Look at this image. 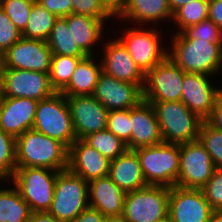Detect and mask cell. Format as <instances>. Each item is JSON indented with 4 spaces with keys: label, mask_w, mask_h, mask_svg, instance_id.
<instances>
[{
    "label": "cell",
    "mask_w": 222,
    "mask_h": 222,
    "mask_svg": "<svg viewBox=\"0 0 222 222\" xmlns=\"http://www.w3.org/2000/svg\"><path fill=\"white\" fill-rule=\"evenodd\" d=\"M171 60L184 72L216 75L222 69V42L189 38L184 32L173 34Z\"/></svg>",
    "instance_id": "6da1fadb"
},
{
    "label": "cell",
    "mask_w": 222,
    "mask_h": 222,
    "mask_svg": "<svg viewBox=\"0 0 222 222\" xmlns=\"http://www.w3.org/2000/svg\"><path fill=\"white\" fill-rule=\"evenodd\" d=\"M16 167H39L56 171L68 168V148L60 141L33 129L16 138Z\"/></svg>",
    "instance_id": "7a4b0ae2"
},
{
    "label": "cell",
    "mask_w": 222,
    "mask_h": 222,
    "mask_svg": "<svg viewBox=\"0 0 222 222\" xmlns=\"http://www.w3.org/2000/svg\"><path fill=\"white\" fill-rule=\"evenodd\" d=\"M149 103L155 110L163 142L183 144L198 140L203 120L182 101Z\"/></svg>",
    "instance_id": "3957f363"
},
{
    "label": "cell",
    "mask_w": 222,
    "mask_h": 222,
    "mask_svg": "<svg viewBox=\"0 0 222 222\" xmlns=\"http://www.w3.org/2000/svg\"><path fill=\"white\" fill-rule=\"evenodd\" d=\"M139 158L147 185L176 186L180 144L161 142L134 150Z\"/></svg>",
    "instance_id": "277c9868"
},
{
    "label": "cell",
    "mask_w": 222,
    "mask_h": 222,
    "mask_svg": "<svg viewBox=\"0 0 222 222\" xmlns=\"http://www.w3.org/2000/svg\"><path fill=\"white\" fill-rule=\"evenodd\" d=\"M33 130L56 139L69 148L76 140L66 96L55 92L37 105Z\"/></svg>",
    "instance_id": "5b68a950"
},
{
    "label": "cell",
    "mask_w": 222,
    "mask_h": 222,
    "mask_svg": "<svg viewBox=\"0 0 222 222\" xmlns=\"http://www.w3.org/2000/svg\"><path fill=\"white\" fill-rule=\"evenodd\" d=\"M59 172L39 167H16L11 183L16 186L32 212H48Z\"/></svg>",
    "instance_id": "8992f818"
},
{
    "label": "cell",
    "mask_w": 222,
    "mask_h": 222,
    "mask_svg": "<svg viewBox=\"0 0 222 222\" xmlns=\"http://www.w3.org/2000/svg\"><path fill=\"white\" fill-rule=\"evenodd\" d=\"M88 207V182L68 169L60 171L48 213L60 221L71 222Z\"/></svg>",
    "instance_id": "52a82bcc"
},
{
    "label": "cell",
    "mask_w": 222,
    "mask_h": 222,
    "mask_svg": "<svg viewBox=\"0 0 222 222\" xmlns=\"http://www.w3.org/2000/svg\"><path fill=\"white\" fill-rule=\"evenodd\" d=\"M170 187L148 185L126 192L122 217L126 222H156L168 217Z\"/></svg>",
    "instance_id": "ba28073f"
},
{
    "label": "cell",
    "mask_w": 222,
    "mask_h": 222,
    "mask_svg": "<svg viewBox=\"0 0 222 222\" xmlns=\"http://www.w3.org/2000/svg\"><path fill=\"white\" fill-rule=\"evenodd\" d=\"M185 72L169 56L146 75L143 100L147 102L181 101Z\"/></svg>",
    "instance_id": "9c48e42d"
},
{
    "label": "cell",
    "mask_w": 222,
    "mask_h": 222,
    "mask_svg": "<svg viewBox=\"0 0 222 222\" xmlns=\"http://www.w3.org/2000/svg\"><path fill=\"white\" fill-rule=\"evenodd\" d=\"M1 97L31 98L37 101L52 96L48 73L14 68H1Z\"/></svg>",
    "instance_id": "30bf717a"
},
{
    "label": "cell",
    "mask_w": 222,
    "mask_h": 222,
    "mask_svg": "<svg viewBox=\"0 0 222 222\" xmlns=\"http://www.w3.org/2000/svg\"><path fill=\"white\" fill-rule=\"evenodd\" d=\"M179 172L176 186L202 189L215 169L209 153L199 140L180 144Z\"/></svg>",
    "instance_id": "8fae6325"
},
{
    "label": "cell",
    "mask_w": 222,
    "mask_h": 222,
    "mask_svg": "<svg viewBox=\"0 0 222 222\" xmlns=\"http://www.w3.org/2000/svg\"><path fill=\"white\" fill-rule=\"evenodd\" d=\"M125 31L118 39L145 75L168 56L169 50L160 45L162 38L157 29L152 27L146 30L134 27Z\"/></svg>",
    "instance_id": "7c38bea8"
},
{
    "label": "cell",
    "mask_w": 222,
    "mask_h": 222,
    "mask_svg": "<svg viewBox=\"0 0 222 222\" xmlns=\"http://www.w3.org/2000/svg\"><path fill=\"white\" fill-rule=\"evenodd\" d=\"M52 52L46 41L21 37L2 56L1 68L50 73Z\"/></svg>",
    "instance_id": "4fadbf2b"
},
{
    "label": "cell",
    "mask_w": 222,
    "mask_h": 222,
    "mask_svg": "<svg viewBox=\"0 0 222 222\" xmlns=\"http://www.w3.org/2000/svg\"><path fill=\"white\" fill-rule=\"evenodd\" d=\"M76 139L106 130L109 111L93 95L66 96Z\"/></svg>",
    "instance_id": "5bb4252c"
},
{
    "label": "cell",
    "mask_w": 222,
    "mask_h": 222,
    "mask_svg": "<svg viewBox=\"0 0 222 222\" xmlns=\"http://www.w3.org/2000/svg\"><path fill=\"white\" fill-rule=\"evenodd\" d=\"M93 96L108 111L131 109L143 100V88L138 84L118 80L102 71Z\"/></svg>",
    "instance_id": "9a60e30c"
},
{
    "label": "cell",
    "mask_w": 222,
    "mask_h": 222,
    "mask_svg": "<svg viewBox=\"0 0 222 222\" xmlns=\"http://www.w3.org/2000/svg\"><path fill=\"white\" fill-rule=\"evenodd\" d=\"M212 211L202 189L170 187L168 218L171 222H209Z\"/></svg>",
    "instance_id": "2e32d148"
},
{
    "label": "cell",
    "mask_w": 222,
    "mask_h": 222,
    "mask_svg": "<svg viewBox=\"0 0 222 222\" xmlns=\"http://www.w3.org/2000/svg\"><path fill=\"white\" fill-rule=\"evenodd\" d=\"M209 77L185 72L182 83L181 101L202 120L210 116L217 98L222 94V89L211 84Z\"/></svg>",
    "instance_id": "e0dca14e"
},
{
    "label": "cell",
    "mask_w": 222,
    "mask_h": 222,
    "mask_svg": "<svg viewBox=\"0 0 222 222\" xmlns=\"http://www.w3.org/2000/svg\"><path fill=\"white\" fill-rule=\"evenodd\" d=\"M110 160L83 139L68 148V170L86 182L109 176Z\"/></svg>",
    "instance_id": "ac0fdd59"
},
{
    "label": "cell",
    "mask_w": 222,
    "mask_h": 222,
    "mask_svg": "<svg viewBox=\"0 0 222 222\" xmlns=\"http://www.w3.org/2000/svg\"><path fill=\"white\" fill-rule=\"evenodd\" d=\"M103 45L102 71L114 78L144 88L145 74L129 55L126 47L119 39L107 41Z\"/></svg>",
    "instance_id": "d6986e66"
},
{
    "label": "cell",
    "mask_w": 222,
    "mask_h": 222,
    "mask_svg": "<svg viewBox=\"0 0 222 222\" xmlns=\"http://www.w3.org/2000/svg\"><path fill=\"white\" fill-rule=\"evenodd\" d=\"M37 100L0 97V130L17 138L33 128Z\"/></svg>",
    "instance_id": "ffe728a7"
},
{
    "label": "cell",
    "mask_w": 222,
    "mask_h": 222,
    "mask_svg": "<svg viewBox=\"0 0 222 222\" xmlns=\"http://www.w3.org/2000/svg\"><path fill=\"white\" fill-rule=\"evenodd\" d=\"M131 139L127 149L136 150L163 142L155 110L151 103L142 100L131 108Z\"/></svg>",
    "instance_id": "44dd1931"
},
{
    "label": "cell",
    "mask_w": 222,
    "mask_h": 222,
    "mask_svg": "<svg viewBox=\"0 0 222 222\" xmlns=\"http://www.w3.org/2000/svg\"><path fill=\"white\" fill-rule=\"evenodd\" d=\"M125 196L126 192L109 176L88 182L89 207L98 210L105 217L122 216Z\"/></svg>",
    "instance_id": "7402d4cb"
},
{
    "label": "cell",
    "mask_w": 222,
    "mask_h": 222,
    "mask_svg": "<svg viewBox=\"0 0 222 222\" xmlns=\"http://www.w3.org/2000/svg\"><path fill=\"white\" fill-rule=\"evenodd\" d=\"M109 177L125 192L148 186L134 150L127 149L122 155L110 161Z\"/></svg>",
    "instance_id": "603a6c76"
},
{
    "label": "cell",
    "mask_w": 222,
    "mask_h": 222,
    "mask_svg": "<svg viewBox=\"0 0 222 222\" xmlns=\"http://www.w3.org/2000/svg\"><path fill=\"white\" fill-rule=\"evenodd\" d=\"M136 24L157 23L160 20H171L173 13L168 0H127L126 5L118 16ZM155 21V22H154Z\"/></svg>",
    "instance_id": "cb8c5ba5"
},
{
    "label": "cell",
    "mask_w": 222,
    "mask_h": 222,
    "mask_svg": "<svg viewBox=\"0 0 222 222\" xmlns=\"http://www.w3.org/2000/svg\"><path fill=\"white\" fill-rule=\"evenodd\" d=\"M64 18L78 47L87 56H93V45L102 38L105 23L98 18L74 13Z\"/></svg>",
    "instance_id": "d4e9b609"
},
{
    "label": "cell",
    "mask_w": 222,
    "mask_h": 222,
    "mask_svg": "<svg viewBox=\"0 0 222 222\" xmlns=\"http://www.w3.org/2000/svg\"><path fill=\"white\" fill-rule=\"evenodd\" d=\"M95 56H86L77 65L68 85L61 91L65 96L93 95L98 77L102 72L100 63H95Z\"/></svg>",
    "instance_id": "484cf974"
},
{
    "label": "cell",
    "mask_w": 222,
    "mask_h": 222,
    "mask_svg": "<svg viewBox=\"0 0 222 222\" xmlns=\"http://www.w3.org/2000/svg\"><path fill=\"white\" fill-rule=\"evenodd\" d=\"M46 42L50 47L52 55L72 57L87 56L75 42L68 27V22L64 17H59L55 20L54 26Z\"/></svg>",
    "instance_id": "4316f807"
},
{
    "label": "cell",
    "mask_w": 222,
    "mask_h": 222,
    "mask_svg": "<svg viewBox=\"0 0 222 222\" xmlns=\"http://www.w3.org/2000/svg\"><path fill=\"white\" fill-rule=\"evenodd\" d=\"M0 188V222H27L32 211L16 186Z\"/></svg>",
    "instance_id": "83f0119b"
},
{
    "label": "cell",
    "mask_w": 222,
    "mask_h": 222,
    "mask_svg": "<svg viewBox=\"0 0 222 222\" xmlns=\"http://www.w3.org/2000/svg\"><path fill=\"white\" fill-rule=\"evenodd\" d=\"M57 17L41 6L37 1L32 4L29 19L22 37L47 41Z\"/></svg>",
    "instance_id": "f1b7e54d"
},
{
    "label": "cell",
    "mask_w": 222,
    "mask_h": 222,
    "mask_svg": "<svg viewBox=\"0 0 222 222\" xmlns=\"http://www.w3.org/2000/svg\"><path fill=\"white\" fill-rule=\"evenodd\" d=\"M85 57L52 55L50 83L56 92H61L69 83L78 63Z\"/></svg>",
    "instance_id": "f546056e"
},
{
    "label": "cell",
    "mask_w": 222,
    "mask_h": 222,
    "mask_svg": "<svg viewBox=\"0 0 222 222\" xmlns=\"http://www.w3.org/2000/svg\"><path fill=\"white\" fill-rule=\"evenodd\" d=\"M83 140L110 161L127 150L126 143L107 129L89 134Z\"/></svg>",
    "instance_id": "4dcf8cb0"
},
{
    "label": "cell",
    "mask_w": 222,
    "mask_h": 222,
    "mask_svg": "<svg viewBox=\"0 0 222 222\" xmlns=\"http://www.w3.org/2000/svg\"><path fill=\"white\" fill-rule=\"evenodd\" d=\"M209 0H194L181 6L173 13L172 21L179 27V33L208 19Z\"/></svg>",
    "instance_id": "1f68e13d"
},
{
    "label": "cell",
    "mask_w": 222,
    "mask_h": 222,
    "mask_svg": "<svg viewBox=\"0 0 222 222\" xmlns=\"http://www.w3.org/2000/svg\"><path fill=\"white\" fill-rule=\"evenodd\" d=\"M198 140L209 153L215 168H222V131L203 120Z\"/></svg>",
    "instance_id": "d6a6232c"
},
{
    "label": "cell",
    "mask_w": 222,
    "mask_h": 222,
    "mask_svg": "<svg viewBox=\"0 0 222 222\" xmlns=\"http://www.w3.org/2000/svg\"><path fill=\"white\" fill-rule=\"evenodd\" d=\"M16 169V138L0 130V182L10 180Z\"/></svg>",
    "instance_id": "836d02e7"
},
{
    "label": "cell",
    "mask_w": 222,
    "mask_h": 222,
    "mask_svg": "<svg viewBox=\"0 0 222 222\" xmlns=\"http://www.w3.org/2000/svg\"><path fill=\"white\" fill-rule=\"evenodd\" d=\"M33 3L34 1L31 0H1L0 8L22 33L27 25Z\"/></svg>",
    "instance_id": "e575fe53"
},
{
    "label": "cell",
    "mask_w": 222,
    "mask_h": 222,
    "mask_svg": "<svg viewBox=\"0 0 222 222\" xmlns=\"http://www.w3.org/2000/svg\"><path fill=\"white\" fill-rule=\"evenodd\" d=\"M107 130L127 143L131 139V109L110 110L107 120Z\"/></svg>",
    "instance_id": "d590c367"
},
{
    "label": "cell",
    "mask_w": 222,
    "mask_h": 222,
    "mask_svg": "<svg viewBox=\"0 0 222 222\" xmlns=\"http://www.w3.org/2000/svg\"><path fill=\"white\" fill-rule=\"evenodd\" d=\"M211 209L222 210V168H215L212 177L202 188Z\"/></svg>",
    "instance_id": "8d00e7d4"
},
{
    "label": "cell",
    "mask_w": 222,
    "mask_h": 222,
    "mask_svg": "<svg viewBox=\"0 0 222 222\" xmlns=\"http://www.w3.org/2000/svg\"><path fill=\"white\" fill-rule=\"evenodd\" d=\"M184 33L189 38L203 39L208 42H222V29L209 18L187 28Z\"/></svg>",
    "instance_id": "74e56055"
},
{
    "label": "cell",
    "mask_w": 222,
    "mask_h": 222,
    "mask_svg": "<svg viewBox=\"0 0 222 222\" xmlns=\"http://www.w3.org/2000/svg\"><path fill=\"white\" fill-rule=\"evenodd\" d=\"M22 37L21 32L0 8V56Z\"/></svg>",
    "instance_id": "f35d334b"
},
{
    "label": "cell",
    "mask_w": 222,
    "mask_h": 222,
    "mask_svg": "<svg viewBox=\"0 0 222 222\" xmlns=\"http://www.w3.org/2000/svg\"><path fill=\"white\" fill-rule=\"evenodd\" d=\"M72 13L98 18L103 22L113 16L103 7L99 0H71Z\"/></svg>",
    "instance_id": "ab89813d"
},
{
    "label": "cell",
    "mask_w": 222,
    "mask_h": 222,
    "mask_svg": "<svg viewBox=\"0 0 222 222\" xmlns=\"http://www.w3.org/2000/svg\"><path fill=\"white\" fill-rule=\"evenodd\" d=\"M37 2L57 18L66 17L72 13L71 0H37Z\"/></svg>",
    "instance_id": "60d3db41"
},
{
    "label": "cell",
    "mask_w": 222,
    "mask_h": 222,
    "mask_svg": "<svg viewBox=\"0 0 222 222\" xmlns=\"http://www.w3.org/2000/svg\"><path fill=\"white\" fill-rule=\"evenodd\" d=\"M206 121L211 126L222 131V94L217 98L211 114Z\"/></svg>",
    "instance_id": "b9f144b4"
},
{
    "label": "cell",
    "mask_w": 222,
    "mask_h": 222,
    "mask_svg": "<svg viewBox=\"0 0 222 222\" xmlns=\"http://www.w3.org/2000/svg\"><path fill=\"white\" fill-rule=\"evenodd\" d=\"M105 218L98 210L88 207L71 222H104Z\"/></svg>",
    "instance_id": "7bdbcfd3"
},
{
    "label": "cell",
    "mask_w": 222,
    "mask_h": 222,
    "mask_svg": "<svg viewBox=\"0 0 222 222\" xmlns=\"http://www.w3.org/2000/svg\"><path fill=\"white\" fill-rule=\"evenodd\" d=\"M208 18L222 29V0H209Z\"/></svg>",
    "instance_id": "ee69618b"
},
{
    "label": "cell",
    "mask_w": 222,
    "mask_h": 222,
    "mask_svg": "<svg viewBox=\"0 0 222 222\" xmlns=\"http://www.w3.org/2000/svg\"><path fill=\"white\" fill-rule=\"evenodd\" d=\"M99 1L113 17L117 18L123 11L127 0H99Z\"/></svg>",
    "instance_id": "f6af8a7d"
},
{
    "label": "cell",
    "mask_w": 222,
    "mask_h": 222,
    "mask_svg": "<svg viewBox=\"0 0 222 222\" xmlns=\"http://www.w3.org/2000/svg\"><path fill=\"white\" fill-rule=\"evenodd\" d=\"M27 222H63L48 212H32Z\"/></svg>",
    "instance_id": "bcb514c9"
},
{
    "label": "cell",
    "mask_w": 222,
    "mask_h": 222,
    "mask_svg": "<svg viewBox=\"0 0 222 222\" xmlns=\"http://www.w3.org/2000/svg\"><path fill=\"white\" fill-rule=\"evenodd\" d=\"M192 1L194 0H168V3L172 13H174L178 8Z\"/></svg>",
    "instance_id": "7dc6e473"
},
{
    "label": "cell",
    "mask_w": 222,
    "mask_h": 222,
    "mask_svg": "<svg viewBox=\"0 0 222 222\" xmlns=\"http://www.w3.org/2000/svg\"><path fill=\"white\" fill-rule=\"evenodd\" d=\"M209 222H222V210L212 211Z\"/></svg>",
    "instance_id": "c3c4849f"
},
{
    "label": "cell",
    "mask_w": 222,
    "mask_h": 222,
    "mask_svg": "<svg viewBox=\"0 0 222 222\" xmlns=\"http://www.w3.org/2000/svg\"><path fill=\"white\" fill-rule=\"evenodd\" d=\"M104 222H126L122 216L119 217H106Z\"/></svg>",
    "instance_id": "681fc988"
},
{
    "label": "cell",
    "mask_w": 222,
    "mask_h": 222,
    "mask_svg": "<svg viewBox=\"0 0 222 222\" xmlns=\"http://www.w3.org/2000/svg\"><path fill=\"white\" fill-rule=\"evenodd\" d=\"M156 222H171V221H170V219L167 217V218H165V219H163V220H159V221H156Z\"/></svg>",
    "instance_id": "f907efd6"
},
{
    "label": "cell",
    "mask_w": 222,
    "mask_h": 222,
    "mask_svg": "<svg viewBox=\"0 0 222 222\" xmlns=\"http://www.w3.org/2000/svg\"><path fill=\"white\" fill-rule=\"evenodd\" d=\"M1 66H2V60H1V56H0V74H1Z\"/></svg>",
    "instance_id": "816d5d0a"
}]
</instances>
